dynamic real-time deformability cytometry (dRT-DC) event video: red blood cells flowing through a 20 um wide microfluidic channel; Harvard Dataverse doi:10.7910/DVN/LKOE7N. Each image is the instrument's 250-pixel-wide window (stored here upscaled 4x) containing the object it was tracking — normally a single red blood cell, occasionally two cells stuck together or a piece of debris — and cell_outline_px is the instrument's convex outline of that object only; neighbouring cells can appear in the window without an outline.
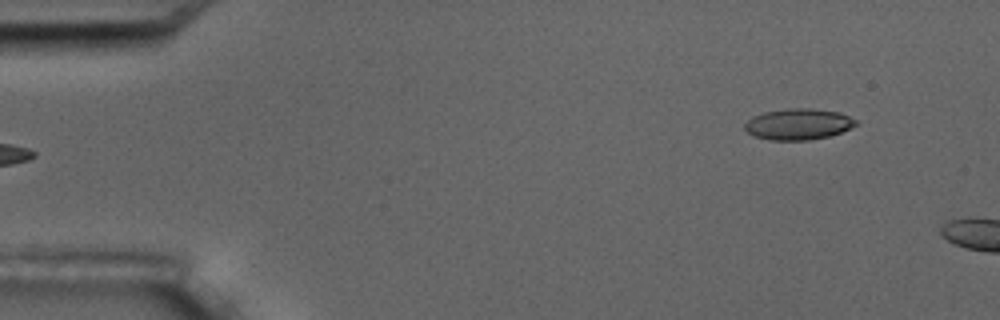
{"species": "common noctule bat (a hibernating species)", "species_latin": "Nyctalus noctula", "temperature_condition": "room temperature", "stored_images_in_passage": 5, "segment_of_instrument_passage": [2, 2], "camera_frame_rate_fps": 3000, "um_per_image_px": 0.085, "animal": {"sex": "male", "body_mass_g": 17.5, "forearm_length_mm": 52.3}, "frame": {"image": 1, "passage_image": 5, "time_ms": 5.333, "image_size_px": [1000, 320], "cell_outline_px": [[860, 124], [840, 132], [828, 136], [808, 140], [768, 140], [752, 136], [744, 128], [744, 124], [752, 116], [764, 112], [788, 108], [812, 108], [840, 112], [856, 120]], "centroid_in_image_um": [67.84, 10.55], "position_along_channel_um": 17.2, "area_um2": 20.29}}